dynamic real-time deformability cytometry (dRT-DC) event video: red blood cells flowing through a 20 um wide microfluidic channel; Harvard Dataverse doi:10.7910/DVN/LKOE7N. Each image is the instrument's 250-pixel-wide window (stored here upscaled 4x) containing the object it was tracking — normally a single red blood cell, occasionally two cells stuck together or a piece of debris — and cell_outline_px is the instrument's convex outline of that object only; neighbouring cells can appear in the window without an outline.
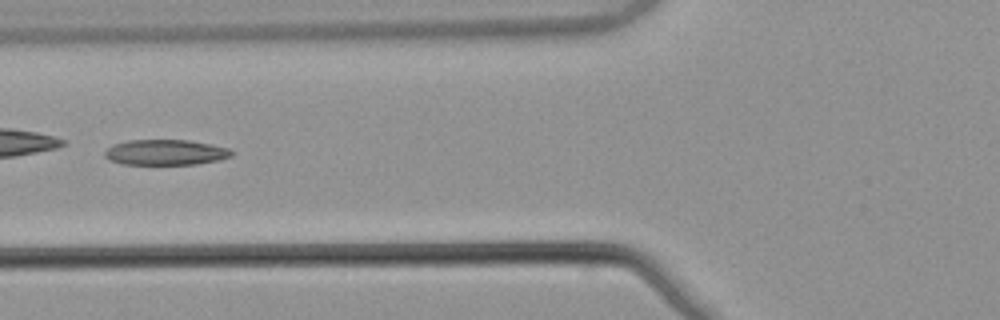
{"species": "common noctule bat (a hibernating species)", "species_latin": "Nyctalus noctula", "temperature_condition": "warm", "stored_images_in_passage": 7, "camera_frame_rate_fps": 3000, "um_per_image_px": 0.085, "animal": {"sex": "male", "body_mass_g": 21.5, "forearm_length_mm": 52.0}, "frame": {"image": 1, "passage_image": 6, "time_ms": 1.667, "image_size_px": [1000, 320], "cell_outline_px": [[236, 152], [232, 156], [220, 160], [196, 164], [124, 164], [108, 160], [104, 156], [104, 152], [112, 144], [128, 140], [188, 140], [228, 148]], "centroid_in_image_um": [14.07, 12.95], "position_along_channel_um": 111.7, "area_um2": 18.9}}
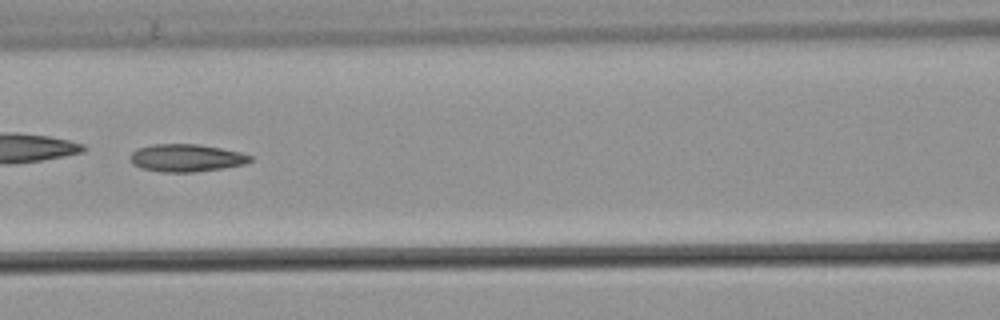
{"frame": {"image": 2, "passage_image": 7, "time_ms": 2.0, "image_size_px": [1000, 320], "cell_outline_px": [[252, 160], [244, 164], [224, 168], [192, 172], [160, 172], [140, 168], [132, 164], [132, 152], [140, 148], [152, 144], [196, 144], [220, 148], [240, 152], [252, 156]], "centroid_in_image_um": [15.84, 13.43], "position_along_channel_um": 150.8, "area_um2": 19.13}}